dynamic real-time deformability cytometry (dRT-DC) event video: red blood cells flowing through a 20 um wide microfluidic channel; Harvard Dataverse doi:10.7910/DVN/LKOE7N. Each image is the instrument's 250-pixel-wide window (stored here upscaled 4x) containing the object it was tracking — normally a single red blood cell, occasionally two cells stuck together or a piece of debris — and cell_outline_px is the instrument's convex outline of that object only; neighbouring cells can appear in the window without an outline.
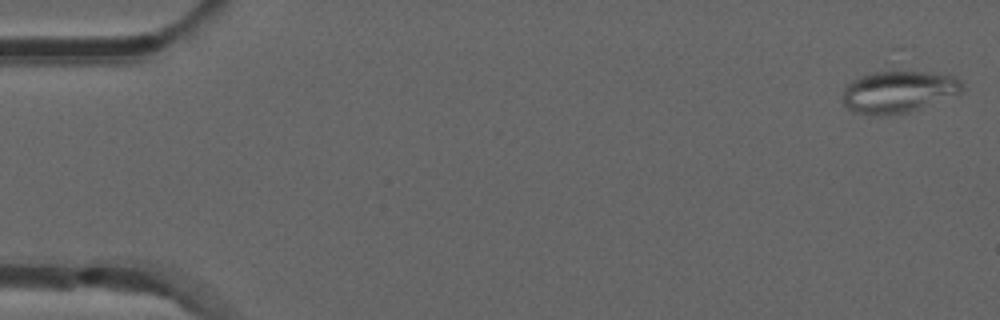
{"species": "common noctule bat (a hibernating species)", "species_latin": "Nyctalus noctula", "temperature_condition": "room temperature", "stored_images_in_passage": 23, "camera_frame_rate_fps": 3000, "um_per_image_px": 0.085, "animal": {"sex": "male", "forearm_length_mm": 52.5}, "frame": {"image": 1, "passage_image": 1, "time_ms": 0.0, "image_size_px": [1000, 320], "cell_outline_px": [[964, 88], [960, 92], [920, 108], [908, 112], [880, 116], [872, 116], [856, 112], [848, 108], [844, 104], [844, 88], [852, 80], [860, 76], [876, 72], [932, 72], [956, 76], [964, 84]], "centroid_in_image_um": [76.37, 7.8], "position_along_channel_um": 8.6, "area_um2": 28.9}}